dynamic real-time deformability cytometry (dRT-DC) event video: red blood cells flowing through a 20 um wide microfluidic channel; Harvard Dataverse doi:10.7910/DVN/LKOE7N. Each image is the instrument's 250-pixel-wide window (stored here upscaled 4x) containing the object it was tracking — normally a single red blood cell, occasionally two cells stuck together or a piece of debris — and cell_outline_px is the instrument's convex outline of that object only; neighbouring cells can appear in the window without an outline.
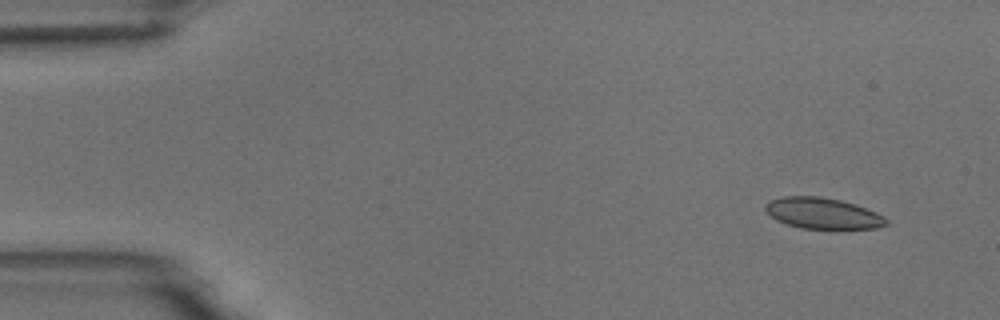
{"species": "common noctule bat (a hibernating species)", "species_latin": "Nyctalus noctula", "temperature_condition": "room temperature", "stored_images_in_passage": 4, "camera_frame_rate_fps": 3000, "um_per_image_px": 0.085, "animal": {"sex": "male", "body_mass_g": 18.8}, "frame": {"image": 1, "passage_image": 1, "time_ms": 0.0, "image_size_px": [1000, 320], "cell_outline_px": [[888, 224], [876, 228], [800, 228], [776, 220], [764, 208], [764, 204], [768, 200], [784, 196], [820, 196], [840, 200], [876, 212], [884, 216], [888, 220]], "centroid_in_image_um": [69.9, 18.12], "position_along_channel_um": 15.1, "area_um2": 21.62}}
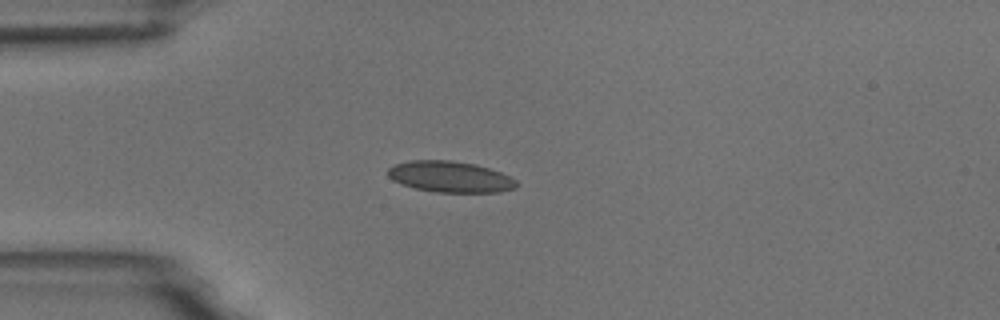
{"frame": {"image": 2, "passage_image": 4, "time_ms": 3.333, "image_size_px": [1000, 320], "cell_outline_px": [[520, 184], [516, 188], [500, 192], [436, 192], [416, 188], [400, 184], [392, 180], [388, 176], [388, 168], [396, 164], [412, 160], [448, 160], [476, 164], [500, 172], [516, 180]], "centroid_in_image_um": [38.28, 15.03], "position_along_channel_um": 46.7, "area_um2": 23.29}}